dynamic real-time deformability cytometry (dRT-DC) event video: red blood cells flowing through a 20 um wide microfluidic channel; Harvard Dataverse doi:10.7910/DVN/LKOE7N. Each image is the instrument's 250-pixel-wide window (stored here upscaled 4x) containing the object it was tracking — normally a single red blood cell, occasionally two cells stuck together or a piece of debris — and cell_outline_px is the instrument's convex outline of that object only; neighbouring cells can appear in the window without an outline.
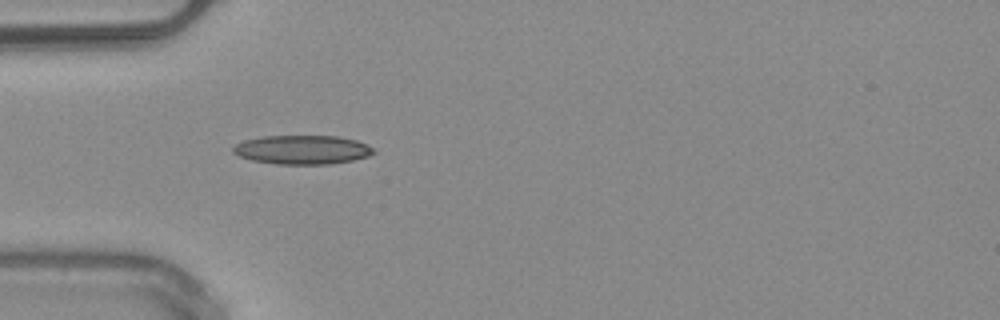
{"species": "common noctule bat (a hibernating species)", "species_latin": "Nyctalus noctula", "temperature_condition": "warm", "stored_images_in_passage": 50, "camera_frame_rate_fps": 3000, "um_per_image_px": 0.085, "animal": {"sex": "male", "body_mass_g": 20.4}, "frame": {"image": 1, "passage_image": 15, "time_ms": 4.667, "image_size_px": [1000, 320], "cell_outline_px": [[376, 152], [368, 156], [352, 160], [332, 164], [276, 164], [252, 160], [240, 156], [232, 152], [232, 148], [236, 144], [244, 140], [264, 136], [340, 136], [356, 140], [368, 144], [376, 148]], "centroid_in_image_um": [25.74, 12.72], "position_along_channel_um": 59.3, "area_um2": 23.87}, "authors_computed_cell_mechanics": {"area_um2": 21.7328, "velocity_mm_per_s": 4.0647, "shape_relaxation_time_tau1_ms": null, "shape_relaxation_time_tau2_ms": 9.2976, "deformation_change_tau1": null, "deformation_change_tau2": 0.2584}}